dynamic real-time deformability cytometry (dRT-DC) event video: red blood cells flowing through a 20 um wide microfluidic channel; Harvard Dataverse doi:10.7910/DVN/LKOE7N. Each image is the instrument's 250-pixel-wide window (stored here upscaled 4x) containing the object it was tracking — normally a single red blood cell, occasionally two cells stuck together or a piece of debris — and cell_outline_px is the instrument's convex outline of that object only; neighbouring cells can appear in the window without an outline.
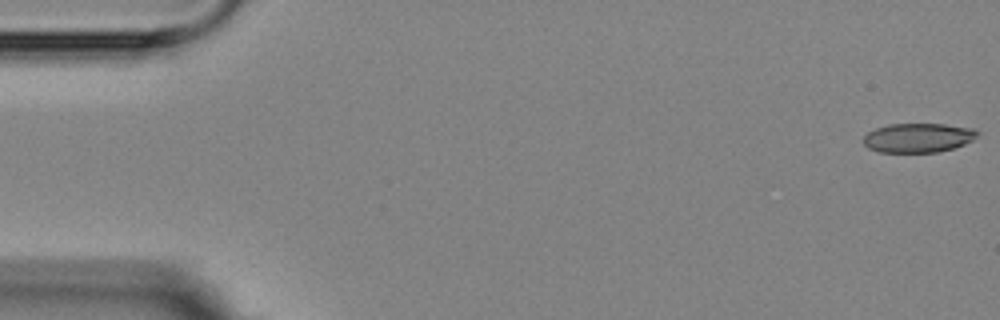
{"species": "Egyptian fruit bat (a non-hibernating species)", "species_latin": "Rousettus aegyptiacus", "temperature_condition": "room temperature", "stored_images_in_passage": 6, "camera_frame_rate_fps": 3000, "um_per_image_px": 0.085, "animal": {"sex": "female"}, "frame": {"image": 1, "passage_image": 1, "time_ms": 0.0, "image_size_px": [1000, 320], "cell_outline_px": [[980, 132], [972, 140], [964, 144], [952, 148], [936, 152], [880, 152], [868, 148], [864, 144], [864, 136], [868, 132], [876, 128], [888, 124], [944, 124], [972, 128]], "centroid_in_image_um": [78.03, 11.7], "position_along_channel_um": 7.0, "area_um2": 19.31}}
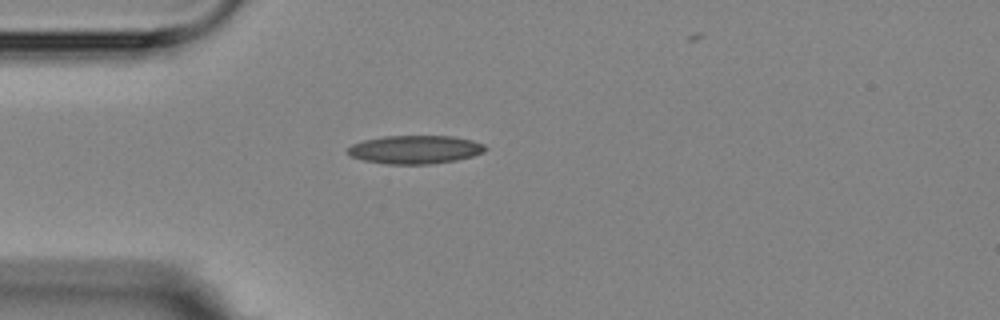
{"frame": {"image": 2, "passage_image": 5, "time_ms": 4.667, "image_size_px": [1000, 320], "cell_outline_px": [[488, 148], [484, 152], [472, 156], [456, 160], [428, 164], [388, 164], [364, 160], [352, 156], [348, 152], [348, 148], [352, 144], [364, 140], [384, 136], [452, 136], [472, 140], [484, 144]], "centroid_in_image_um": [35.32, 12.7], "position_along_channel_um": 49.7, "area_um2": 22.6}}